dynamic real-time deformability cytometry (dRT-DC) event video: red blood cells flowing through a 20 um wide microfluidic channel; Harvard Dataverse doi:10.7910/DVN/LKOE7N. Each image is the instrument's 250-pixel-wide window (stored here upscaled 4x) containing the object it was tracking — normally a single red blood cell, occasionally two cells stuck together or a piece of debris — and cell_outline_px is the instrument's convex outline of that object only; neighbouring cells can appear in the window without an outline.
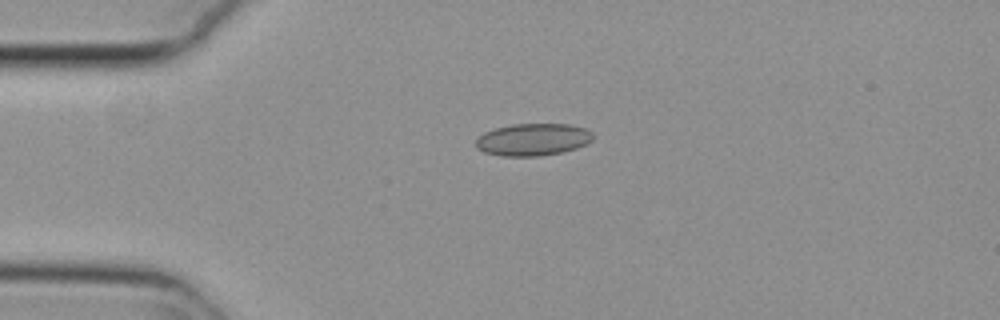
{"species": "common noctule bat (a hibernating species)", "species_latin": "Nyctalus noctula", "temperature_condition": "cold", "stored_images_in_passage": 43, "camera_frame_rate_fps": 3000, "um_per_image_px": 0.085, "animal": {"sex": "female", "body_mass_g": 29.2, "forearm_length_mm": 56.3}, "frame": {"image": 1, "passage_image": 1, "time_ms": 0.0, "image_size_px": [1000, 320], "cell_outline_px": [[592, 140], [576, 148], [560, 152], [540, 156], [500, 156], [484, 152], [476, 148], [476, 140], [484, 132], [496, 128], [512, 124], [568, 124], [584, 128], [592, 132]], "centroid_in_image_um": [45.27, 11.86], "position_along_channel_um": 39.7, "area_um2": 21.85}}
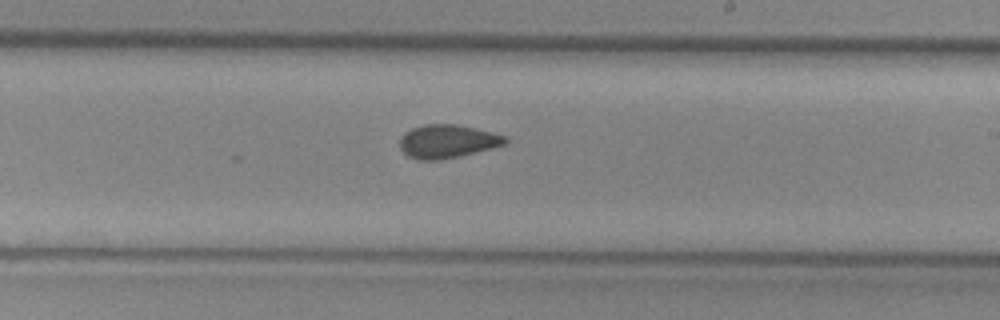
{"frame": {"image": 2, "passage_image": 20, "time_ms": 6.333, "image_size_px": [1000, 320], "cell_outline_px": [[508, 140], [504, 144], [492, 148], [460, 156], [440, 160], [416, 160], [408, 156], [400, 148], [400, 136], [404, 132], [412, 128], [424, 124], [456, 124], [492, 132], [508, 136]], "centroid_in_image_um": [38.01, 12.01], "position_along_channel_um": 251.0, "area_um2": 20.63}}
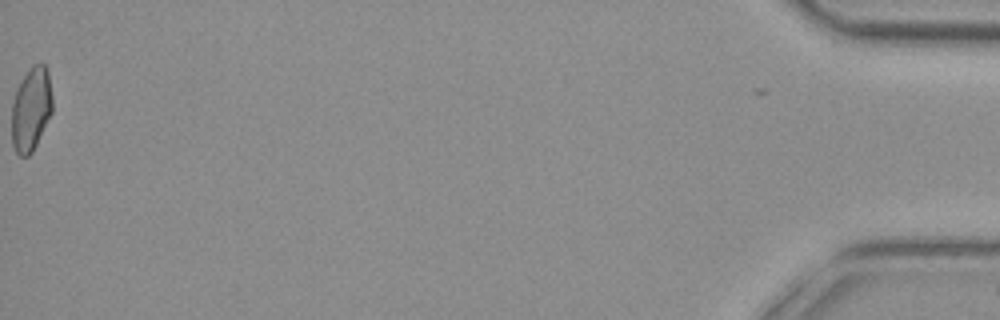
{"frame": {"image": 3, "passage_image": 43, "time_ms": 14.0, "image_size_px": [1000, 320], "cell_outline_px": [[52, 112], [32, 152], [28, 156], [20, 156], [16, 152], [12, 144], [12, 104], [16, 92], [24, 76], [32, 64], [44, 64], [48, 68], [52, 96]], "centroid_in_image_um": [2.65, 9.27], "position_along_channel_um": 432.5, "area_um2": 19.71}, "authors_computed_cell_mechanics": {"area_um2": 20.4034, "velocity_mm_per_s": 3.7712, "shape_relaxation_time_tau1_ms": null, "shape_relaxation_time_tau2_ms": 1.9193, "deformation_change_tau1": null, "deformation_change_tau2": 0.0752}}